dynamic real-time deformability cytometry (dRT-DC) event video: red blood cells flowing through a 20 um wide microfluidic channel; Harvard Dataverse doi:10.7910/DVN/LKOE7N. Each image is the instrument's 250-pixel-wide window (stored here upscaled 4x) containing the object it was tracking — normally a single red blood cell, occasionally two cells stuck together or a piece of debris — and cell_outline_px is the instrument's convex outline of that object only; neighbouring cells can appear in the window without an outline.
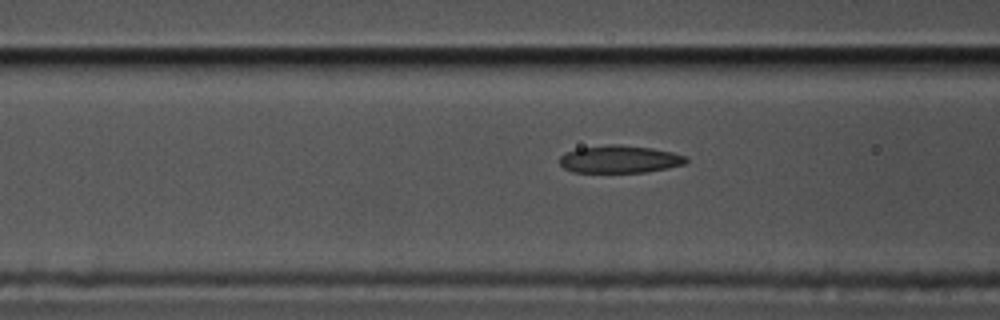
{"species": "common noctule bat (a hibernating species)", "species_latin": "Nyctalus noctula", "temperature_condition": "cold", "stored_images_in_passage": 17, "camera_frame_rate_fps": 3000, "um_per_image_px": 0.085, "animal": {"sex": "male", "body_mass_g": 17.5, "forearm_length_mm": 52.3}, "frame": {"image": 1, "passage_image": 15, "time_ms": 4.667, "image_size_px": [1000, 320], "cell_outline_px": [[688, 160], [684, 164], [668, 168], [644, 172], [572, 172], [564, 168], [560, 164], [560, 156], [564, 152], [576, 148], [608, 144], [620, 144], [652, 148], [672, 152], [688, 156]], "centroid_in_image_um": [52.65, 13.52], "position_along_channel_um": 113.9, "area_um2": 20.52}}